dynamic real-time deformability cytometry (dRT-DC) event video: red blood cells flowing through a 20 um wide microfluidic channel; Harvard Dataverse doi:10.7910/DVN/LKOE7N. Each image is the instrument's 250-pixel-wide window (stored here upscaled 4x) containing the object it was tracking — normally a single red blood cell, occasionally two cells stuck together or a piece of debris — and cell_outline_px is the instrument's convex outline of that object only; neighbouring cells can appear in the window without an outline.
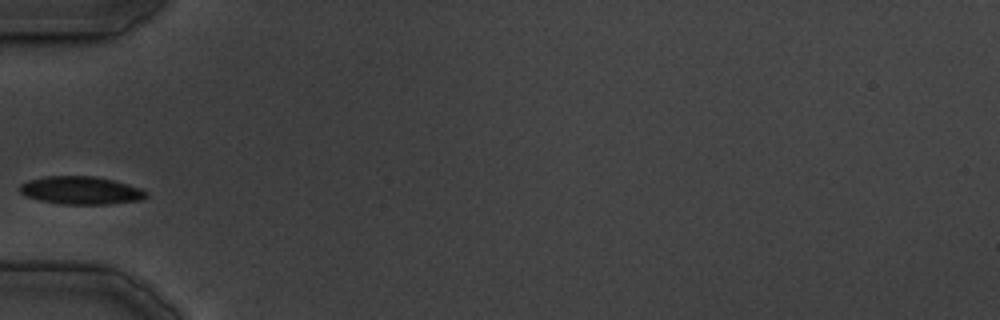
{"species": "common noctule bat (a hibernating species)", "species_latin": "Nyctalus noctula", "temperature_condition": "cold", "stored_images_in_passage": 24, "camera_frame_rate_fps": 3000, "um_per_image_px": 0.085, "animal": {"sex": "male", "body_mass_g": 19.5, "forearm_length_mm": 54.6}, "frame": {"image": 1, "passage_image": 1, "time_ms": 0.0, "image_size_px": [1000, 320], "cell_outline_px": [[148, 196], [144, 200], [108, 204], [64, 204], [40, 200], [24, 196], [20, 192], [20, 184], [28, 180], [44, 176], [92, 176], [112, 180], [128, 184], [140, 188], [148, 192]], "centroid_in_image_um": [6.89, 16.18], "position_along_channel_um": 78.1, "area_um2": 20.63}}
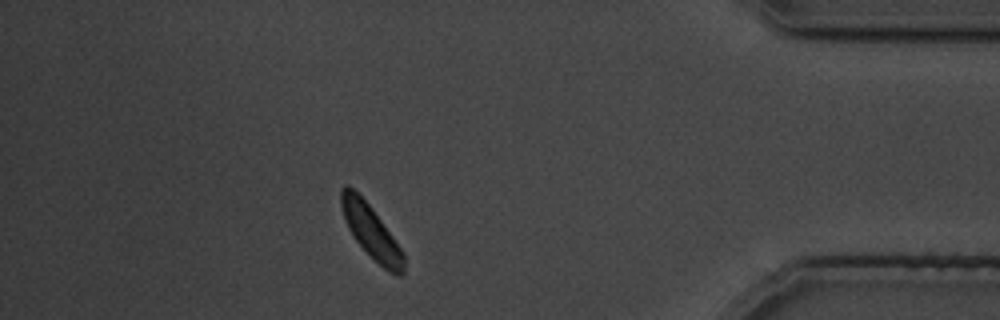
{"frame": {"image": 2, "passage_image": 21, "time_ms": 25.667, "image_size_px": [1000, 320], "cell_outline_px": [[404, 276], [396, 276], [388, 272], [352, 236], [344, 220], [340, 204], [340, 188], [344, 184], [348, 184], [372, 208], [404, 252]], "centroid_in_image_um": [31.54, 19.68], "position_along_channel_um": 403.7, "area_um2": 19.31}}